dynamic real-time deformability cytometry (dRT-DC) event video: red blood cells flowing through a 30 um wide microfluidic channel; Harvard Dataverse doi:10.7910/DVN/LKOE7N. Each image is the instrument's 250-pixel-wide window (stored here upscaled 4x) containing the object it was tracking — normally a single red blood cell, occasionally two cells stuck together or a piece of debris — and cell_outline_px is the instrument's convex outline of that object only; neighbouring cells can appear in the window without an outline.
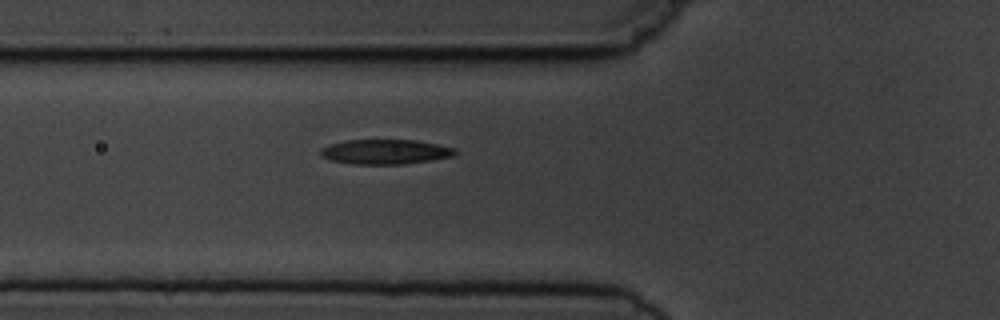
{"species": "common noctule bat (a hibernating species)", "species_latin": "Nyctalus noctula", "temperature_condition": "cold", "stored_images_in_passage": 4, "segment_of_instrument_passage": [1, 2], "camera_frame_rate_fps": 3000, "um_per_image_px": 0.085, "animal": {"sex": "male", "body_mass_g": 19.5, "forearm_length_mm": 54.6}, "frame": {"image": 1, "passage_image": 3, "time_ms": 2.333, "image_size_px": [1000, 320], "cell_outline_px": [[456, 152], [452, 156], [404, 164], [352, 164], [328, 160], [320, 156], [320, 148], [328, 144], [344, 140], [416, 140], [456, 148]], "centroid_in_image_um": [32.66, 12.9], "position_along_channel_um": 93.1, "area_um2": 19.48}}